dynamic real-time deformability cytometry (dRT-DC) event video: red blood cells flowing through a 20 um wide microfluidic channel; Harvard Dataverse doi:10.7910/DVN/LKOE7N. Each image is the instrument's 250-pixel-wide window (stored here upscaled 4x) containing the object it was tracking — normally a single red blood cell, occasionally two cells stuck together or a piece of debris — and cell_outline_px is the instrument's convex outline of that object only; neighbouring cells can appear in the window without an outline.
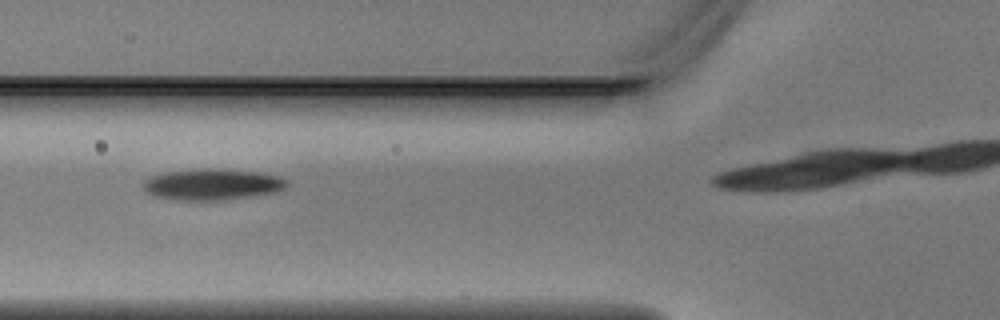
{"species": "Egyptian fruit bat (a non-hibernating species)", "species_latin": "Rousettus aegyptiacus", "temperature_condition": "warm", "stored_images_in_passage": 4, "camera_frame_rate_fps": 3000, "um_per_image_px": 0.085, "animal": {"sex": "male"}, "frame": {"image": 1, "passage_image": 2, "time_ms": 0.333, "image_size_px": [1000, 320], "cell_outline_px": [[288, 184], [284, 188], [276, 192], [256, 196], [224, 200], [176, 200], [152, 196], [144, 192], [140, 184], [148, 176], [168, 172], [204, 168], [216, 168], [256, 172], [276, 176], [288, 180]], "centroid_in_image_um": [17.97, 15.68], "position_along_channel_um": 107.8, "area_um2": 26.47}}